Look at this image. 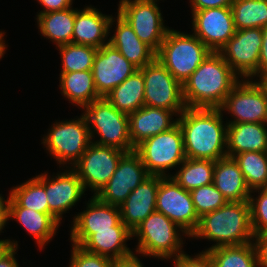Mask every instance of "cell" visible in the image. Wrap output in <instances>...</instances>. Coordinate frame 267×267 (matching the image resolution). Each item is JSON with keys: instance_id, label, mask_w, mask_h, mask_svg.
I'll return each instance as SVG.
<instances>
[{"instance_id": "ab89813d", "label": "cell", "mask_w": 267, "mask_h": 267, "mask_svg": "<svg viewBox=\"0 0 267 267\" xmlns=\"http://www.w3.org/2000/svg\"><path fill=\"white\" fill-rule=\"evenodd\" d=\"M173 260L174 267H213L210 255L203 250L195 256L183 253Z\"/></svg>"}, {"instance_id": "4316f807", "label": "cell", "mask_w": 267, "mask_h": 267, "mask_svg": "<svg viewBox=\"0 0 267 267\" xmlns=\"http://www.w3.org/2000/svg\"><path fill=\"white\" fill-rule=\"evenodd\" d=\"M267 152V128L263 123H236L227 126V156L244 152Z\"/></svg>"}, {"instance_id": "7bdbcfd3", "label": "cell", "mask_w": 267, "mask_h": 267, "mask_svg": "<svg viewBox=\"0 0 267 267\" xmlns=\"http://www.w3.org/2000/svg\"><path fill=\"white\" fill-rule=\"evenodd\" d=\"M37 1L43 7V10L40 12L38 11L37 15L53 11H60L73 7L72 6L73 0H37Z\"/></svg>"}, {"instance_id": "b9f144b4", "label": "cell", "mask_w": 267, "mask_h": 267, "mask_svg": "<svg viewBox=\"0 0 267 267\" xmlns=\"http://www.w3.org/2000/svg\"><path fill=\"white\" fill-rule=\"evenodd\" d=\"M234 0H189L192 11L216 7H231Z\"/></svg>"}, {"instance_id": "f907efd6", "label": "cell", "mask_w": 267, "mask_h": 267, "mask_svg": "<svg viewBox=\"0 0 267 267\" xmlns=\"http://www.w3.org/2000/svg\"><path fill=\"white\" fill-rule=\"evenodd\" d=\"M258 78L259 79H257V80L264 87V89L266 90V93H267V72L264 73L263 75L259 76Z\"/></svg>"}, {"instance_id": "d4e9b609", "label": "cell", "mask_w": 267, "mask_h": 267, "mask_svg": "<svg viewBox=\"0 0 267 267\" xmlns=\"http://www.w3.org/2000/svg\"><path fill=\"white\" fill-rule=\"evenodd\" d=\"M132 239V232L121 221L117 226L112 227V230L96 231L91 234L80 247L88 252L115 260L134 253L126 243Z\"/></svg>"}, {"instance_id": "8992f818", "label": "cell", "mask_w": 267, "mask_h": 267, "mask_svg": "<svg viewBox=\"0 0 267 267\" xmlns=\"http://www.w3.org/2000/svg\"><path fill=\"white\" fill-rule=\"evenodd\" d=\"M41 141L57 165L60 168L63 165L62 170L63 167L71 168L92 143L85 115L82 113L72 120L55 121Z\"/></svg>"}, {"instance_id": "816d5d0a", "label": "cell", "mask_w": 267, "mask_h": 267, "mask_svg": "<svg viewBox=\"0 0 267 267\" xmlns=\"http://www.w3.org/2000/svg\"><path fill=\"white\" fill-rule=\"evenodd\" d=\"M263 124H264L265 127L267 128V110H266V117H265V120H264Z\"/></svg>"}, {"instance_id": "2e32d148", "label": "cell", "mask_w": 267, "mask_h": 267, "mask_svg": "<svg viewBox=\"0 0 267 267\" xmlns=\"http://www.w3.org/2000/svg\"><path fill=\"white\" fill-rule=\"evenodd\" d=\"M150 174L135 152H126L120 159L110 180L95 195L104 203L120 206L128 195Z\"/></svg>"}, {"instance_id": "9c48e42d", "label": "cell", "mask_w": 267, "mask_h": 267, "mask_svg": "<svg viewBox=\"0 0 267 267\" xmlns=\"http://www.w3.org/2000/svg\"><path fill=\"white\" fill-rule=\"evenodd\" d=\"M159 1L161 0H120L117 10L137 37L155 52L159 50L170 29L164 24L165 20L157 3Z\"/></svg>"}, {"instance_id": "ac0fdd59", "label": "cell", "mask_w": 267, "mask_h": 267, "mask_svg": "<svg viewBox=\"0 0 267 267\" xmlns=\"http://www.w3.org/2000/svg\"><path fill=\"white\" fill-rule=\"evenodd\" d=\"M137 70L116 48L109 43L97 50L92 66L94 85L98 95L108 94Z\"/></svg>"}, {"instance_id": "60d3db41", "label": "cell", "mask_w": 267, "mask_h": 267, "mask_svg": "<svg viewBox=\"0 0 267 267\" xmlns=\"http://www.w3.org/2000/svg\"><path fill=\"white\" fill-rule=\"evenodd\" d=\"M252 242L256 251L258 267H267V232L254 234Z\"/></svg>"}, {"instance_id": "44dd1931", "label": "cell", "mask_w": 267, "mask_h": 267, "mask_svg": "<svg viewBox=\"0 0 267 267\" xmlns=\"http://www.w3.org/2000/svg\"><path fill=\"white\" fill-rule=\"evenodd\" d=\"M173 116H176V119ZM178 116L176 112L147 105L128 114L129 135L132 146L135 148L151 136L171 129L177 124Z\"/></svg>"}, {"instance_id": "7402d4cb", "label": "cell", "mask_w": 267, "mask_h": 267, "mask_svg": "<svg viewBox=\"0 0 267 267\" xmlns=\"http://www.w3.org/2000/svg\"><path fill=\"white\" fill-rule=\"evenodd\" d=\"M111 18L112 14H103L92 5H87L82 10L75 8L72 43L89 45L97 49L108 44Z\"/></svg>"}, {"instance_id": "603a6c76", "label": "cell", "mask_w": 267, "mask_h": 267, "mask_svg": "<svg viewBox=\"0 0 267 267\" xmlns=\"http://www.w3.org/2000/svg\"><path fill=\"white\" fill-rule=\"evenodd\" d=\"M116 22V24L114 23ZM116 25L114 34L109 37V44L116 48L131 64L138 69L143 68L156 58V52L142 42L129 23L118 13L111 18L109 31Z\"/></svg>"}, {"instance_id": "d6986e66", "label": "cell", "mask_w": 267, "mask_h": 267, "mask_svg": "<svg viewBox=\"0 0 267 267\" xmlns=\"http://www.w3.org/2000/svg\"><path fill=\"white\" fill-rule=\"evenodd\" d=\"M85 206L74 216L70 228L71 244L78 246L96 231L112 230L122 221L118 206L104 203L96 196L92 195Z\"/></svg>"}, {"instance_id": "7c38bea8", "label": "cell", "mask_w": 267, "mask_h": 267, "mask_svg": "<svg viewBox=\"0 0 267 267\" xmlns=\"http://www.w3.org/2000/svg\"><path fill=\"white\" fill-rule=\"evenodd\" d=\"M139 70L145 83L144 105L167 109L178 115L185 110L182 85L157 58Z\"/></svg>"}, {"instance_id": "e575fe53", "label": "cell", "mask_w": 267, "mask_h": 267, "mask_svg": "<svg viewBox=\"0 0 267 267\" xmlns=\"http://www.w3.org/2000/svg\"><path fill=\"white\" fill-rule=\"evenodd\" d=\"M60 52V73L92 70L97 48L89 45L69 43L56 47Z\"/></svg>"}, {"instance_id": "836d02e7", "label": "cell", "mask_w": 267, "mask_h": 267, "mask_svg": "<svg viewBox=\"0 0 267 267\" xmlns=\"http://www.w3.org/2000/svg\"><path fill=\"white\" fill-rule=\"evenodd\" d=\"M250 189L267 188V152H244L233 157Z\"/></svg>"}, {"instance_id": "4dcf8cb0", "label": "cell", "mask_w": 267, "mask_h": 267, "mask_svg": "<svg viewBox=\"0 0 267 267\" xmlns=\"http://www.w3.org/2000/svg\"><path fill=\"white\" fill-rule=\"evenodd\" d=\"M177 169L173 179L185 190L191 191L213 183L215 161L186 158Z\"/></svg>"}, {"instance_id": "f6af8a7d", "label": "cell", "mask_w": 267, "mask_h": 267, "mask_svg": "<svg viewBox=\"0 0 267 267\" xmlns=\"http://www.w3.org/2000/svg\"><path fill=\"white\" fill-rule=\"evenodd\" d=\"M112 267H144V265L136 253H132L129 256L115 259Z\"/></svg>"}, {"instance_id": "3957f363", "label": "cell", "mask_w": 267, "mask_h": 267, "mask_svg": "<svg viewBox=\"0 0 267 267\" xmlns=\"http://www.w3.org/2000/svg\"><path fill=\"white\" fill-rule=\"evenodd\" d=\"M249 201L227 202L221 208L200 217L190 238L215 242L204 252L220 246L241 245L253 240Z\"/></svg>"}, {"instance_id": "484cf974", "label": "cell", "mask_w": 267, "mask_h": 267, "mask_svg": "<svg viewBox=\"0 0 267 267\" xmlns=\"http://www.w3.org/2000/svg\"><path fill=\"white\" fill-rule=\"evenodd\" d=\"M213 184L227 202L249 201L251 191L233 157L225 156L215 161Z\"/></svg>"}, {"instance_id": "f1b7e54d", "label": "cell", "mask_w": 267, "mask_h": 267, "mask_svg": "<svg viewBox=\"0 0 267 267\" xmlns=\"http://www.w3.org/2000/svg\"><path fill=\"white\" fill-rule=\"evenodd\" d=\"M41 36L52 41L56 47L72 43L75 8H67L36 15Z\"/></svg>"}, {"instance_id": "bcb514c9", "label": "cell", "mask_w": 267, "mask_h": 267, "mask_svg": "<svg viewBox=\"0 0 267 267\" xmlns=\"http://www.w3.org/2000/svg\"><path fill=\"white\" fill-rule=\"evenodd\" d=\"M18 248L10 247L1 257H0V267H20L18 260L15 258Z\"/></svg>"}, {"instance_id": "4fadbf2b", "label": "cell", "mask_w": 267, "mask_h": 267, "mask_svg": "<svg viewBox=\"0 0 267 267\" xmlns=\"http://www.w3.org/2000/svg\"><path fill=\"white\" fill-rule=\"evenodd\" d=\"M156 211L163 213L190 237L197 229L198 217L190 191L183 189L171 176H160Z\"/></svg>"}, {"instance_id": "c3c4849f", "label": "cell", "mask_w": 267, "mask_h": 267, "mask_svg": "<svg viewBox=\"0 0 267 267\" xmlns=\"http://www.w3.org/2000/svg\"><path fill=\"white\" fill-rule=\"evenodd\" d=\"M18 241L10 240V239H0V257L10 248V247H18Z\"/></svg>"}, {"instance_id": "ffe728a7", "label": "cell", "mask_w": 267, "mask_h": 267, "mask_svg": "<svg viewBox=\"0 0 267 267\" xmlns=\"http://www.w3.org/2000/svg\"><path fill=\"white\" fill-rule=\"evenodd\" d=\"M159 183V175H150L119 206L121 220L131 232L149 215L156 211Z\"/></svg>"}, {"instance_id": "30bf717a", "label": "cell", "mask_w": 267, "mask_h": 267, "mask_svg": "<svg viewBox=\"0 0 267 267\" xmlns=\"http://www.w3.org/2000/svg\"><path fill=\"white\" fill-rule=\"evenodd\" d=\"M220 110L234 118L227 124L263 123L267 110L266 90L257 79H241L226 96Z\"/></svg>"}, {"instance_id": "6da1fadb", "label": "cell", "mask_w": 267, "mask_h": 267, "mask_svg": "<svg viewBox=\"0 0 267 267\" xmlns=\"http://www.w3.org/2000/svg\"><path fill=\"white\" fill-rule=\"evenodd\" d=\"M223 115L220 108L186 107L178 116L186 158L217 161L227 156L228 124Z\"/></svg>"}, {"instance_id": "681fc988", "label": "cell", "mask_w": 267, "mask_h": 267, "mask_svg": "<svg viewBox=\"0 0 267 267\" xmlns=\"http://www.w3.org/2000/svg\"><path fill=\"white\" fill-rule=\"evenodd\" d=\"M5 32L0 30V59H2L4 57V54L6 53V49H7V44L5 43V39H4Z\"/></svg>"}, {"instance_id": "cb8c5ba5", "label": "cell", "mask_w": 267, "mask_h": 267, "mask_svg": "<svg viewBox=\"0 0 267 267\" xmlns=\"http://www.w3.org/2000/svg\"><path fill=\"white\" fill-rule=\"evenodd\" d=\"M10 219L17 221L35 239L37 246L41 250L52 241L61 224L49 213L36 212L32 209L21 207L11 196L6 224Z\"/></svg>"}, {"instance_id": "e0dca14e", "label": "cell", "mask_w": 267, "mask_h": 267, "mask_svg": "<svg viewBox=\"0 0 267 267\" xmlns=\"http://www.w3.org/2000/svg\"><path fill=\"white\" fill-rule=\"evenodd\" d=\"M191 13L193 34L212 52H219L236 33L231 7H216Z\"/></svg>"}, {"instance_id": "d6a6232c", "label": "cell", "mask_w": 267, "mask_h": 267, "mask_svg": "<svg viewBox=\"0 0 267 267\" xmlns=\"http://www.w3.org/2000/svg\"><path fill=\"white\" fill-rule=\"evenodd\" d=\"M231 10L236 30L267 26V0H234Z\"/></svg>"}, {"instance_id": "277c9868", "label": "cell", "mask_w": 267, "mask_h": 267, "mask_svg": "<svg viewBox=\"0 0 267 267\" xmlns=\"http://www.w3.org/2000/svg\"><path fill=\"white\" fill-rule=\"evenodd\" d=\"M188 234L177 224L173 223L163 213L153 212L142 221L132 232V238L138 240L135 253L161 260L177 258L185 253L183 249L184 237ZM183 238V239H182Z\"/></svg>"}, {"instance_id": "f35d334b", "label": "cell", "mask_w": 267, "mask_h": 267, "mask_svg": "<svg viewBox=\"0 0 267 267\" xmlns=\"http://www.w3.org/2000/svg\"><path fill=\"white\" fill-rule=\"evenodd\" d=\"M69 267H112L114 260L95 253L88 252L82 247L72 244Z\"/></svg>"}, {"instance_id": "7a4b0ae2", "label": "cell", "mask_w": 267, "mask_h": 267, "mask_svg": "<svg viewBox=\"0 0 267 267\" xmlns=\"http://www.w3.org/2000/svg\"><path fill=\"white\" fill-rule=\"evenodd\" d=\"M239 78L219 52H211L182 85L185 106L220 108Z\"/></svg>"}, {"instance_id": "8fae6325", "label": "cell", "mask_w": 267, "mask_h": 267, "mask_svg": "<svg viewBox=\"0 0 267 267\" xmlns=\"http://www.w3.org/2000/svg\"><path fill=\"white\" fill-rule=\"evenodd\" d=\"M125 153L121 149L92 142L71 168L77 173L85 191L91 189L95 196L113 176Z\"/></svg>"}, {"instance_id": "5bb4252c", "label": "cell", "mask_w": 267, "mask_h": 267, "mask_svg": "<svg viewBox=\"0 0 267 267\" xmlns=\"http://www.w3.org/2000/svg\"><path fill=\"white\" fill-rule=\"evenodd\" d=\"M261 46L262 28L242 29L236 30L219 53L240 79H258Z\"/></svg>"}, {"instance_id": "5b68a950", "label": "cell", "mask_w": 267, "mask_h": 267, "mask_svg": "<svg viewBox=\"0 0 267 267\" xmlns=\"http://www.w3.org/2000/svg\"><path fill=\"white\" fill-rule=\"evenodd\" d=\"M211 52L193 33L169 29L156 58L183 85Z\"/></svg>"}, {"instance_id": "7dc6e473", "label": "cell", "mask_w": 267, "mask_h": 267, "mask_svg": "<svg viewBox=\"0 0 267 267\" xmlns=\"http://www.w3.org/2000/svg\"><path fill=\"white\" fill-rule=\"evenodd\" d=\"M9 199H10V192L7 196V199L5 200L4 196L0 194V233H2L7 226V217H8V204H9Z\"/></svg>"}, {"instance_id": "ba28073f", "label": "cell", "mask_w": 267, "mask_h": 267, "mask_svg": "<svg viewBox=\"0 0 267 267\" xmlns=\"http://www.w3.org/2000/svg\"><path fill=\"white\" fill-rule=\"evenodd\" d=\"M150 175L173 176L167 173L186 159L183 134L177 123L171 129L144 140L134 150ZM175 167V168H174Z\"/></svg>"}, {"instance_id": "52a82bcc", "label": "cell", "mask_w": 267, "mask_h": 267, "mask_svg": "<svg viewBox=\"0 0 267 267\" xmlns=\"http://www.w3.org/2000/svg\"><path fill=\"white\" fill-rule=\"evenodd\" d=\"M82 111L87 119L92 142L112 146L125 152L134 151L129 135L128 114L117 110L108 100L100 98L86 105ZM97 134V135H96ZM98 136V140H95Z\"/></svg>"}, {"instance_id": "f546056e", "label": "cell", "mask_w": 267, "mask_h": 267, "mask_svg": "<svg viewBox=\"0 0 267 267\" xmlns=\"http://www.w3.org/2000/svg\"><path fill=\"white\" fill-rule=\"evenodd\" d=\"M145 83L143 74L137 70L120 85L115 87L105 98L117 110L126 114L137 111L144 106Z\"/></svg>"}, {"instance_id": "ee69618b", "label": "cell", "mask_w": 267, "mask_h": 267, "mask_svg": "<svg viewBox=\"0 0 267 267\" xmlns=\"http://www.w3.org/2000/svg\"><path fill=\"white\" fill-rule=\"evenodd\" d=\"M267 72V26L262 28V46L258 62V77Z\"/></svg>"}, {"instance_id": "9a60e30c", "label": "cell", "mask_w": 267, "mask_h": 267, "mask_svg": "<svg viewBox=\"0 0 267 267\" xmlns=\"http://www.w3.org/2000/svg\"><path fill=\"white\" fill-rule=\"evenodd\" d=\"M58 172L52 177L48 172H44L35 178L45 187L49 214L61 223L62 215L75 207L86 194L81 180L72 168L66 167L62 173Z\"/></svg>"}, {"instance_id": "d590c367", "label": "cell", "mask_w": 267, "mask_h": 267, "mask_svg": "<svg viewBox=\"0 0 267 267\" xmlns=\"http://www.w3.org/2000/svg\"><path fill=\"white\" fill-rule=\"evenodd\" d=\"M10 196L21 207L36 212L49 213L45 187L35 177L10 189Z\"/></svg>"}, {"instance_id": "74e56055", "label": "cell", "mask_w": 267, "mask_h": 267, "mask_svg": "<svg viewBox=\"0 0 267 267\" xmlns=\"http://www.w3.org/2000/svg\"><path fill=\"white\" fill-rule=\"evenodd\" d=\"M254 192L258 195L254 197ZM251 226L254 234L267 232V188L254 189L249 196Z\"/></svg>"}, {"instance_id": "83f0119b", "label": "cell", "mask_w": 267, "mask_h": 267, "mask_svg": "<svg viewBox=\"0 0 267 267\" xmlns=\"http://www.w3.org/2000/svg\"><path fill=\"white\" fill-rule=\"evenodd\" d=\"M59 76L61 94L81 110L101 98L94 85L92 70L60 73Z\"/></svg>"}, {"instance_id": "1f68e13d", "label": "cell", "mask_w": 267, "mask_h": 267, "mask_svg": "<svg viewBox=\"0 0 267 267\" xmlns=\"http://www.w3.org/2000/svg\"><path fill=\"white\" fill-rule=\"evenodd\" d=\"M213 267H258L253 242L220 246L207 251Z\"/></svg>"}, {"instance_id": "8d00e7d4", "label": "cell", "mask_w": 267, "mask_h": 267, "mask_svg": "<svg viewBox=\"0 0 267 267\" xmlns=\"http://www.w3.org/2000/svg\"><path fill=\"white\" fill-rule=\"evenodd\" d=\"M190 193L199 218L221 208L227 203V200L213 183L195 188Z\"/></svg>"}]
</instances>
